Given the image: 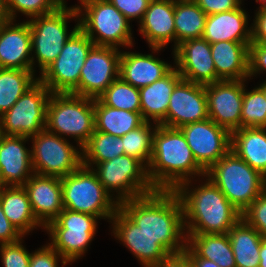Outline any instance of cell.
Wrapping results in <instances>:
<instances>
[{
	"mask_svg": "<svg viewBox=\"0 0 266 267\" xmlns=\"http://www.w3.org/2000/svg\"><path fill=\"white\" fill-rule=\"evenodd\" d=\"M119 209L145 234L157 239L170 254L186 249L183 207L174 190H155L123 201Z\"/></svg>",
	"mask_w": 266,
	"mask_h": 267,
	"instance_id": "1",
	"label": "cell"
},
{
	"mask_svg": "<svg viewBox=\"0 0 266 267\" xmlns=\"http://www.w3.org/2000/svg\"><path fill=\"white\" fill-rule=\"evenodd\" d=\"M147 173L155 190H175L192 175L205 177L206 171L196 162L179 128L157 125Z\"/></svg>",
	"mask_w": 266,
	"mask_h": 267,
	"instance_id": "2",
	"label": "cell"
},
{
	"mask_svg": "<svg viewBox=\"0 0 266 267\" xmlns=\"http://www.w3.org/2000/svg\"><path fill=\"white\" fill-rule=\"evenodd\" d=\"M190 182L191 179L174 190L182 203L184 227L188 229L186 233H228L242 218V213L209 178L204 185L193 189L194 191L188 189Z\"/></svg>",
	"mask_w": 266,
	"mask_h": 267,
	"instance_id": "3",
	"label": "cell"
},
{
	"mask_svg": "<svg viewBox=\"0 0 266 267\" xmlns=\"http://www.w3.org/2000/svg\"><path fill=\"white\" fill-rule=\"evenodd\" d=\"M205 176L241 213L265 190L264 176L232 150L213 164Z\"/></svg>",
	"mask_w": 266,
	"mask_h": 267,
	"instance_id": "4",
	"label": "cell"
},
{
	"mask_svg": "<svg viewBox=\"0 0 266 267\" xmlns=\"http://www.w3.org/2000/svg\"><path fill=\"white\" fill-rule=\"evenodd\" d=\"M45 129L60 137L63 134L74 137L82 150L95 131L94 99L71 93H51Z\"/></svg>",
	"mask_w": 266,
	"mask_h": 267,
	"instance_id": "5",
	"label": "cell"
},
{
	"mask_svg": "<svg viewBox=\"0 0 266 267\" xmlns=\"http://www.w3.org/2000/svg\"><path fill=\"white\" fill-rule=\"evenodd\" d=\"M91 168L82 164L74 172L61 178L63 207L111 220L119 204L105 190L93 167Z\"/></svg>",
	"mask_w": 266,
	"mask_h": 267,
	"instance_id": "6",
	"label": "cell"
},
{
	"mask_svg": "<svg viewBox=\"0 0 266 267\" xmlns=\"http://www.w3.org/2000/svg\"><path fill=\"white\" fill-rule=\"evenodd\" d=\"M82 14L80 6L66 7L62 4L54 12L36 16L28 21L31 34V50L36 55L40 71L43 73L60 55L65 43L79 28V23L67 32V20Z\"/></svg>",
	"mask_w": 266,
	"mask_h": 267,
	"instance_id": "7",
	"label": "cell"
},
{
	"mask_svg": "<svg viewBox=\"0 0 266 267\" xmlns=\"http://www.w3.org/2000/svg\"><path fill=\"white\" fill-rule=\"evenodd\" d=\"M79 28L95 46H133L130 21L109 0H80ZM94 32L98 34L95 37Z\"/></svg>",
	"mask_w": 266,
	"mask_h": 267,
	"instance_id": "8",
	"label": "cell"
},
{
	"mask_svg": "<svg viewBox=\"0 0 266 267\" xmlns=\"http://www.w3.org/2000/svg\"><path fill=\"white\" fill-rule=\"evenodd\" d=\"M99 181L110 194L118 192L117 202L141 197L155 191L148 178L147 167L138 159L126 154L96 164Z\"/></svg>",
	"mask_w": 266,
	"mask_h": 267,
	"instance_id": "9",
	"label": "cell"
},
{
	"mask_svg": "<svg viewBox=\"0 0 266 267\" xmlns=\"http://www.w3.org/2000/svg\"><path fill=\"white\" fill-rule=\"evenodd\" d=\"M94 46L78 28L67 40L60 55L38 79L51 93H71L79 85L81 69Z\"/></svg>",
	"mask_w": 266,
	"mask_h": 267,
	"instance_id": "10",
	"label": "cell"
},
{
	"mask_svg": "<svg viewBox=\"0 0 266 267\" xmlns=\"http://www.w3.org/2000/svg\"><path fill=\"white\" fill-rule=\"evenodd\" d=\"M98 217L63 209L44 229L50 234V245L68 263L81 257L92 241Z\"/></svg>",
	"mask_w": 266,
	"mask_h": 267,
	"instance_id": "11",
	"label": "cell"
},
{
	"mask_svg": "<svg viewBox=\"0 0 266 267\" xmlns=\"http://www.w3.org/2000/svg\"><path fill=\"white\" fill-rule=\"evenodd\" d=\"M50 90L38 80L0 116V134L31 137L45 129Z\"/></svg>",
	"mask_w": 266,
	"mask_h": 267,
	"instance_id": "12",
	"label": "cell"
},
{
	"mask_svg": "<svg viewBox=\"0 0 266 267\" xmlns=\"http://www.w3.org/2000/svg\"><path fill=\"white\" fill-rule=\"evenodd\" d=\"M29 138L33 139L31 154L35 174L62 178L83 164L82 152L57 134L44 129Z\"/></svg>",
	"mask_w": 266,
	"mask_h": 267,
	"instance_id": "13",
	"label": "cell"
},
{
	"mask_svg": "<svg viewBox=\"0 0 266 267\" xmlns=\"http://www.w3.org/2000/svg\"><path fill=\"white\" fill-rule=\"evenodd\" d=\"M120 57L118 48L94 46L81 69L79 85L71 94L98 98L119 78Z\"/></svg>",
	"mask_w": 266,
	"mask_h": 267,
	"instance_id": "14",
	"label": "cell"
},
{
	"mask_svg": "<svg viewBox=\"0 0 266 267\" xmlns=\"http://www.w3.org/2000/svg\"><path fill=\"white\" fill-rule=\"evenodd\" d=\"M196 162L207 171L231 150V133L210 118L179 128Z\"/></svg>",
	"mask_w": 266,
	"mask_h": 267,
	"instance_id": "15",
	"label": "cell"
},
{
	"mask_svg": "<svg viewBox=\"0 0 266 267\" xmlns=\"http://www.w3.org/2000/svg\"><path fill=\"white\" fill-rule=\"evenodd\" d=\"M246 80H220L205 85L209 118L230 133L241 128Z\"/></svg>",
	"mask_w": 266,
	"mask_h": 267,
	"instance_id": "16",
	"label": "cell"
},
{
	"mask_svg": "<svg viewBox=\"0 0 266 267\" xmlns=\"http://www.w3.org/2000/svg\"><path fill=\"white\" fill-rule=\"evenodd\" d=\"M208 118L205 85L182 79L171 93L165 126L180 128Z\"/></svg>",
	"mask_w": 266,
	"mask_h": 267,
	"instance_id": "17",
	"label": "cell"
},
{
	"mask_svg": "<svg viewBox=\"0 0 266 267\" xmlns=\"http://www.w3.org/2000/svg\"><path fill=\"white\" fill-rule=\"evenodd\" d=\"M180 76L189 82L207 85L216 82L210 43L203 38L183 41L174 49Z\"/></svg>",
	"mask_w": 266,
	"mask_h": 267,
	"instance_id": "18",
	"label": "cell"
},
{
	"mask_svg": "<svg viewBox=\"0 0 266 267\" xmlns=\"http://www.w3.org/2000/svg\"><path fill=\"white\" fill-rule=\"evenodd\" d=\"M111 220L115 237L130 249L144 267H154L170 254L157 239L145 234L119 208Z\"/></svg>",
	"mask_w": 266,
	"mask_h": 267,
	"instance_id": "19",
	"label": "cell"
},
{
	"mask_svg": "<svg viewBox=\"0 0 266 267\" xmlns=\"http://www.w3.org/2000/svg\"><path fill=\"white\" fill-rule=\"evenodd\" d=\"M28 139L0 134V186H23L33 175L31 150L24 146Z\"/></svg>",
	"mask_w": 266,
	"mask_h": 267,
	"instance_id": "20",
	"label": "cell"
},
{
	"mask_svg": "<svg viewBox=\"0 0 266 267\" xmlns=\"http://www.w3.org/2000/svg\"><path fill=\"white\" fill-rule=\"evenodd\" d=\"M32 212L37 221L46 227L63 211L61 178L33 173L23 185Z\"/></svg>",
	"mask_w": 266,
	"mask_h": 267,
	"instance_id": "21",
	"label": "cell"
},
{
	"mask_svg": "<svg viewBox=\"0 0 266 267\" xmlns=\"http://www.w3.org/2000/svg\"><path fill=\"white\" fill-rule=\"evenodd\" d=\"M12 24L10 20L0 25V68L33 70L29 23Z\"/></svg>",
	"mask_w": 266,
	"mask_h": 267,
	"instance_id": "22",
	"label": "cell"
},
{
	"mask_svg": "<svg viewBox=\"0 0 266 267\" xmlns=\"http://www.w3.org/2000/svg\"><path fill=\"white\" fill-rule=\"evenodd\" d=\"M175 0H151L140 22V33L152 50L160 51L170 41L175 42Z\"/></svg>",
	"mask_w": 266,
	"mask_h": 267,
	"instance_id": "23",
	"label": "cell"
},
{
	"mask_svg": "<svg viewBox=\"0 0 266 267\" xmlns=\"http://www.w3.org/2000/svg\"><path fill=\"white\" fill-rule=\"evenodd\" d=\"M248 16L241 8L207 15L202 38L210 44L231 41L252 43V30L247 29Z\"/></svg>",
	"mask_w": 266,
	"mask_h": 267,
	"instance_id": "24",
	"label": "cell"
},
{
	"mask_svg": "<svg viewBox=\"0 0 266 267\" xmlns=\"http://www.w3.org/2000/svg\"><path fill=\"white\" fill-rule=\"evenodd\" d=\"M174 67L151 54L121 52L119 77L136 88L162 79Z\"/></svg>",
	"mask_w": 266,
	"mask_h": 267,
	"instance_id": "25",
	"label": "cell"
},
{
	"mask_svg": "<svg viewBox=\"0 0 266 267\" xmlns=\"http://www.w3.org/2000/svg\"><path fill=\"white\" fill-rule=\"evenodd\" d=\"M250 44L231 41L210 44L216 70V82L246 80L249 77Z\"/></svg>",
	"mask_w": 266,
	"mask_h": 267,
	"instance_id": "26",
	"label": "cell"
},
{
	"mask_svg": "<svg viewBox=\"0 0 266 267\" xmlns=\"http://www.w3.org/2000/svg\"><path fill=\"white\" fill-rule=\"evenodd\" d=\"M182 79L177 68H173L162 79L139 88L140 112L144 121L150 122V119H152L157 125L165 126V117L167 115L171 93Z\"/></svg>",
	"mask_w": 266,
	"mask_h": 267,
	"instance_id": "27",
	"label": "cell"
},
{
	"mask_svg": "<svg viewBox=\"0 0 266 267\" xmlns=\"http://www.w3.org/2000/svg\"><path fill=\"white\" fill-rule=\"evenodd\" d=\"M189 257H200L216 262L220 267H236L228 233L186 234Z\"/></svg>",
	"mask_w": 266,
	"mask_h": 267,
	"instance_id": "28",
	"label": "cell"
},
{
	"mask_svg": "<svg viewBox=\"0 0 266 267\" xmlns=\"http://www.w3.org/2000/svg\"><path fill=\"white\" fill-rule=\"evenodd\" d=\"M231 150L254 170L266 175V128H240L231 133Z\"/></svg>",
	"mask_w": 266,
	"mask_h": 267,
	"instance_id": "29",
	"label": "cell"
},
{
	"mask_svg": "<svg viewBox=\"0 0 266 267\" xmlns=\"http://www.w3.org/2000/svg\"><path fill=\"white\" fill-rule=\"evenodd\" d=\"M0 202L5 216L22 235L42 226L32 212L28 193L23 186H0Z\"/></svg>",
	"mask_w": 266,
	"mask_h": 267,
	"instance_id": "30",
	"label": "cell"
},
{
	"mask_svg": "<svg viewBox=\"0 0 266 267\" xmlns=\"http://www.w3.org/2000/svg\"><path fill=\"white\" fill-rule=\"evenodd\" d=\"M236 267H259L262 236L243 218L228 232Z\"/></svg>",
	"mask_w": 266,
	"mask_h": 267,
	"instance_id": "31",
	"label": "cell"
},
{
	"mask_svg": "<svg viewBox=\"0 0 266 267\" xmlns=\"http://www.w3.org/2000/svg\"><path fill=\"white\" fill-rule=\"evenodd\" d=\"M95 130L122 137L141 126L145 121L141 112L115 109L105 105L99 98L94 99Z\"/></svg>",
	"mask_w": 266,
	"mask_h": 267,
	"instance_id": "32",
	"label": "cell"
},
{
	"mask_svg": "<svg viewBox=\"0 0 266 267\" xmlns=\"http://www.w3.org/2000/svg\"><path fill=\"white\" fill-rule=\"evenodd\" d=\"M207 15L193 0H175V45L202 38Z\"/></svg>",
	"mask_w": 266,
	"mask_h": 267,
	"instance_id": "33",
	"label": "cell"
},
{
	"mask_svg": "<svg viewBox=\"0 0 266 267\" xmlns=\"http://www.w3.org/2000/svg\"><path fill=\"white\" fill-rule=\"evenodd\" d=\"M38 80L34 70L0 68V116Z\"/></svg>",
	"mask_w": 266,
	"mask_h": 267,
	"instance_id": "34",
	"label": "cell"
},
{
	"mask_svg": "<svg viewBox=\"0 0 266 267\" xmlns=\"http://www.w3.org/2000/svg\"><path fill=\"white\" fill-rule=\"evenodd\" d=\"M83 165L90 168L91 163L97 164L124 155L121 137L94 131L88 143L82 148Z\"/></svg>",
	"mask_w": 266,
	"mask_h": 267,
	"instance_id": "35",
	"label": "cell"
},
{
	"mask_svg": "<svg viewBox=\"0 0 266 267\" xmlns=\"http://www.w3.org/2000/svg\"><path fill=\"white\" fill-rule=\"evenodd\" d=\"M156 126L157 124H155V128H152L150 122L145 121L141 126L121 137L125 154L140 160L146 167L152 157L153 135Z\"/></svg>",
	"mask_w": 266,
	"mask_h": 267,
	"instance_id": "36",
	"label": "cell"
},
{
	"mask_svg": "<svg viewBox=\"0 0 266 267\" xmlns=\"http://www.w3.org/2000/svg\"><path fill=\"white\" fill-rule=\"evenodd\" d=\"M105 105L132 112H140L139 88L117 78L99 97Z\"/></svg>",
	"mask_w": 266,
	"mask_h": 267,
	"instance_id": "37",
	"label": "cell"
},
{
	"mask_svg": "<svg viewBox=\"0 0 266 267\" xmlns=\"http://www.w3.org/2000/svg\"><path fill=\"white\" fill-rule=\"evenodd\" d=\"M252 127L266 128V99L259 86L250 92L244 87L241 128Z\"/></svg>",
	"mask_w": 266,
	"mask_h": 267,
	"instance_id": "38",
	"label": "cell"
},
{
	"mask_svg": "<svg viewBox=\"0 0 266 267\" xmlns=\"http://www.w3.org/2000/svg\"><path fill=\"white\" fill-rule=\"evenodd\" d=\"M61 5L58 0H6L7 12L13 21L17 11L33 18L52 13Z\"/></svg>",
	"mask_w": 266,
	"mask_h": 267,
	"instance_id": "39",
	"label": "cell"
},
{
	"mask_svg": "<svg viewBox=\"0 0 266 267\" xmlns=\"http://www.w3.org/2000/svg\"><path fill=\"white\" fill-rule=\"evenodd\" d=\"M242 218L266 237V189L242 213Z\"/></svg>",
	"mask_w": 266,
	"mask_h": 267,
	"instance_id": "40",
	"label": "cell"
},
{
	"mask_svg": "<svg viewBox=\"0 0 266 267\" xmlns=\"http://www.w3.org/2000/svg\"><path fill=\"white\" fill-rule=\"evenodd\" d=\"M21 240L11 244H1L0 253L4 267H29L30 256Z\"/></svg>",
	"mask_w": 266,
	"mask_h": 267,
	"instance_id": "41",
	"label": "cell"
},
{
	"mask_svg": "<svg viewBox=\"0 0 266 267\" xmlns=\"http://www.w3.org/2000/svg\"><path fill=\"white\" fill-rule=\"evenodd\" d=\"M62 259V264L68 262L49 244L31 253L29 267H58V259Z\"/></svg>",
	"mask_w": 266,
	"mask_h": 267,
	"instance_id": "42",
	"label": "cell"
},
{
	"mask_svg": "<svg viewBox=\"0 0 266 267\" xmlns=\"http://www.w3.org/2000/svg\"><path fill=\"white\" fill-rule=\"evenodd\" d=\"M129 21L142 20L151 0H109Z\"/></svg>",
	"mask_w": 266,
	"mask_h": 267,
	"instance_id": "43",
	"label": "cell"
},
{
	"mask_svg": "<svg viewBox=\"0 0 266 267\" xmlns=\"http://www.w3.org/2000/svg\"><path fill=\"white\" fill-rule=\"evenodd\" d=\"M266 70V43H251L249 45V78Z\"/></svg>",
	"mask_w": 266,
	"mask_h": 267,
	"instance_id": "44",
	"label": "cell"
},
{
	"mask_svg": "<svg viewBox=\"0 0 266 267\" xmlns=\"http://www.w3.org/2000/svg\"><path fill=\"white\" fill-rule=\"evenodd\" d=\"M206 15L235 10L240 7L241 0H193Z\"/></svg>",
	"mask_w": 266,
	"mask_h": 267,
	"instance_id": "45",
	"label": "cell"
},
{
	"mask_svg": "<svg viewBox=\"0 0 266 267\" xmlns=\"http://www.w3.org/2000/svg\"><path fill=\"white\" fill-rule=\"evenodd\" d=\"M21 237L24 236L5 216L0 202V245L18 242Z\"/></svg>",
	"mask_w": 266,
	"mask_h": 267,
	"instance_id": "46",
	"label": "cell"
},
{
	"mask_svg": "<svg viewBox=\"0 0 266 267\" xmlns=\"http://www.w3.org/2000/svg\"><path fill=\"white\" fill-rule=\"evenodd\" d=\"M252 29V43H266V9H259Z\"/></svg>",
	"mask_w": 266,
	"mask_h": 267,
	"instance_id": "47",
	"label": "cell"
},
{
	"mask_svg": "<svg viewBox=\"0 0 266 267\" xmlns=\"http://www.w3.org/2000/svg\"><path fill=\"white\" fill-rule=\"evenodd\" d=\"M154 267H192V263L189 255L185 251H182L167 255Z\"/></svg>",
	"mask_w": 266,
	"mask_h": 267,
	"instance_id": "48",
	"label": "cell"
},
{
	"mask_svg": "<svg viewBox=\"0 0 266 267\" xmlns=\"http://www.w3.org/2000/svg\"><path fill=\"white\" fill-rule=\"evenodd\" d=\"M192 267H220L216 262L200 258V257H190Z\"/></svg>",
	"mask_w": 266,
	"mask_h": 267,
	"instance_id": "49",
	"label": "cell"
},
{
	"mask_svg": "<svg viewBox=\"0 0 266 267\" xmlns=\"http://www.w3.org/2000/svg\"><path fill=\"white\" fill-rule=\"evenodd\" d=\"M259 267H266V237L262 236L260 250H259Z\"/></svg>",
	"mask_w": 266,
	"mask_h": 267,
	"instance_id": "50",
	"label": "cell"
},
{
	"mask_svg": "<svg viewBox=\"0 0 266 267\" xmlns=\"http://www.w3.org/2000/svg\"><path fill=\"white\" fill-rule=\"evenodd\" d=\"M6 8V0H0V25L10 21Z\"/></svg>",
	"mask_w": 266,
	"mask_h": 267,
	"instance_id": "51",
	"label": "cell"
},
{
	"mask_svg": "<svg viewBox=\"0 0 266 267\" xmlns=\"http://www.w3.org/2000/svg\"><path fill=\"white\" fill-rule=\"evenodd\" d=\"M259 87L263 90L264 96H265V99H266V81L264 83L260 84Z\"/></svg>",
	"mask_w": 266,
	"mask_h": 267,
	"instance_id": "52",
	"label": "cell"
},
{
	"mask_svg": "<svg viewBox=\"0 0 266 267\" xmlns=\"http://www.w3.org/2000/svg\"><path fill=\"white\" fill-rule=\"evenodd\" d=\"M258 1L263 2L259 8L260 9H266V0H256L257 3H258Z\"/></svg>",
	"mask_w": 266,
	"mask_h": 267,
	"instance_id": "53",
	"label": "cell"
},
{
	"mask_svg": "<svg viewBox=\"0 0 266 267\" xmlns=\"http://www.w3.org/2000/svg\"><path fill=\"white\" fill-rule=\"evenodd\" d=\"M61 4H65L64 0H58Z\"/></svg>",
	"mask_w": 266,
	"mask_h": 267,
	"instance_id": "54",
	"label": "cell"
}]
</instances>
